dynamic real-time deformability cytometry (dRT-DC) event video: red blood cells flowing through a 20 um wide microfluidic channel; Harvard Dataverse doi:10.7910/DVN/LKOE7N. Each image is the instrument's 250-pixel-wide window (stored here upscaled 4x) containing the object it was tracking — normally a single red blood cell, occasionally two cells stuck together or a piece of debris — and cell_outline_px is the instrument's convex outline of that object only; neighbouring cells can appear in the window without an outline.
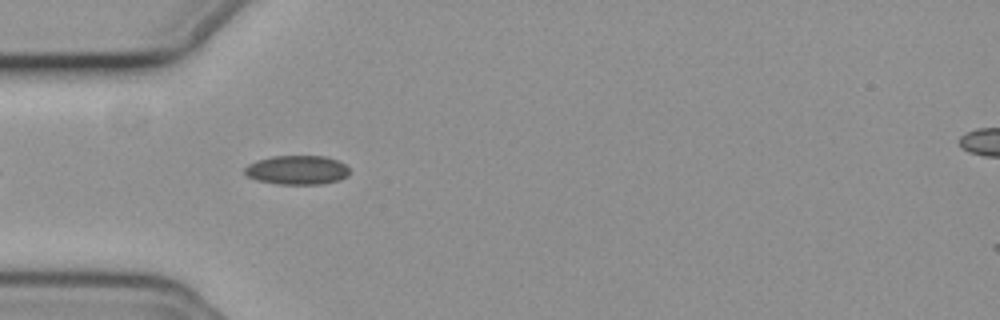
{"species": "common noctule bat (a hibernating species)", "species_latin": "Nyctalus noctula", "temperature_condition": "cold", "stored_images_in_passage": 22, "camera_frame_rate_fps": 3000, "um_per_image_px": 0.085, "animal": {"sex": "female", "body_mass_g": 19.3, "forearm_length_mm": 54.1}, "frame": {"image": 1, "passage_image": 4, "time_ms": 1.0, "image_size_px": [1000, 320], "cell_outline_px": [[348, 176], [340, 180], [320, 184], [280, 184], [256, 180], [248, 176], [244, 172], [244, 168], [248, 164], [256, 160], [272, 156], [324, 156], [336, 160], [344, 164], [348, 168]], "centroid_in_image_um": [25.23, 14.45], "position_along_channel_um": 59.8, "area_um2": 17.74}}
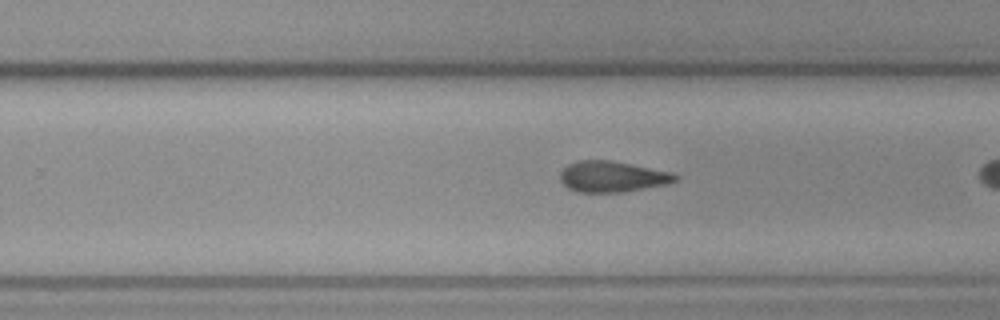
{"frame": {"image": 2, "passage_image": 19, "time_ms": 6.0, "image_size_px": [1000, 320], "cell_outline_px": [[680, 176], [676, 180], [668, 184], [624, 192], [576, 192], [568, 188], [560, 180], [560, 172], [568, 164], [580, 160], [608, 160], [672, 172]], "centroid_in_image_um": [52.04, 15.02], "position_along_channel_um": 277.8, "area_um2": 20.69}}